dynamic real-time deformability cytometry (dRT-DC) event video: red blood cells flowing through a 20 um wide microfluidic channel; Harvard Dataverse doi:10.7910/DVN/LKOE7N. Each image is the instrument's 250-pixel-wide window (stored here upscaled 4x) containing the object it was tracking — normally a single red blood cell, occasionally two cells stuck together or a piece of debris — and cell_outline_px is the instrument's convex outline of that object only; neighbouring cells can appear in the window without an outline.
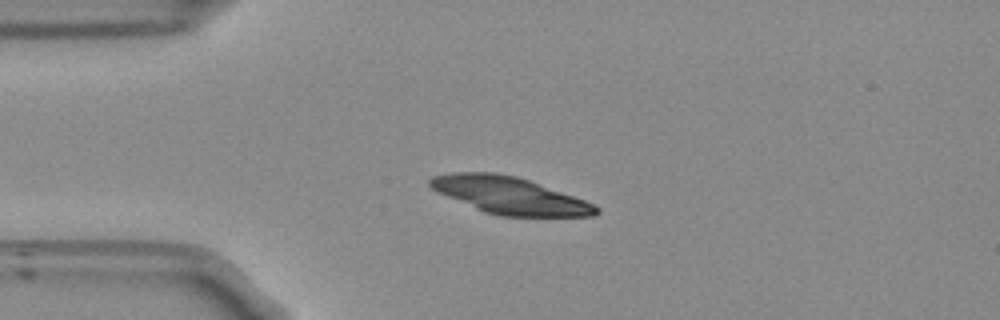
{"species": "Egyptian fruit bat (a non-hibernating species)", "species_latin": "Rousettus aegyptiacus", "temperature_condition": "room temperature", "stored_images_in_passage": 42, "camera_frame_rate_fps": 3000, "um_per_image_px": 0.085, "frame": {"image": 1, "passage_image": 1, "time_ms": 0.0, "image_size_px": [1000, 320], "cell_outline_px": [[600, 212], [596, 216], [500, 216], [484, 212], [436, 192], [428, 184], [428, 180], [432, 176], [452, 172], [496, 172], [516, 176], [528, 180], [584, 200], [600, 208]], "centroid_in_image_um": [43.27, 16.61], "position_along_channel_um": 41.7, "area_um2": 35.66}}